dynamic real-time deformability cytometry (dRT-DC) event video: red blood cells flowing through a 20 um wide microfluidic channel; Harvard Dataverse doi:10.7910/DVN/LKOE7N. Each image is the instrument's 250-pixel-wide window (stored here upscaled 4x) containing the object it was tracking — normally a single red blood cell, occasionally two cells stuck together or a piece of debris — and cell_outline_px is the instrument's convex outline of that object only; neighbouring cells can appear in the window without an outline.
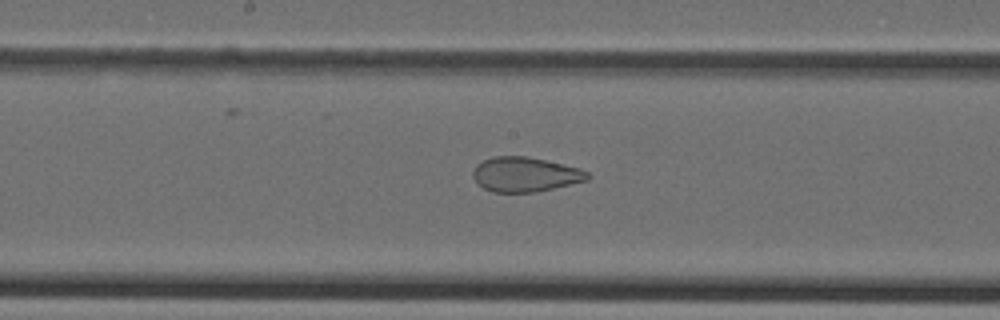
{"species": "Egyptian fruit bat (a non-hibernating species)", "species_latin": "Rousettus aegyptiacus", "temperature_condition": "cold", "stored_images_in_passage": 33, "camera_frame_rate_fps": 3000, "um_per_image_px": 0.085, "animal": {"sex": "female"}, "frame": {"image": 1, "passage_image": 14, "time_ms": 4.333, "image_size_px": [1000, 320], "cell_outline_px": [[592, 176], [588, 180], [552, 188], [532, 192], [492, 192], [484, 188], [472, 176], [472, 172], [476, 164], [492, 156], [524, 156], [544, 160], [580, 168], [588, 172]], "centroid_in_image_um": [44.63, 14.82], "position_along_channel_um": 203.6, "area_um2": 22.95}}
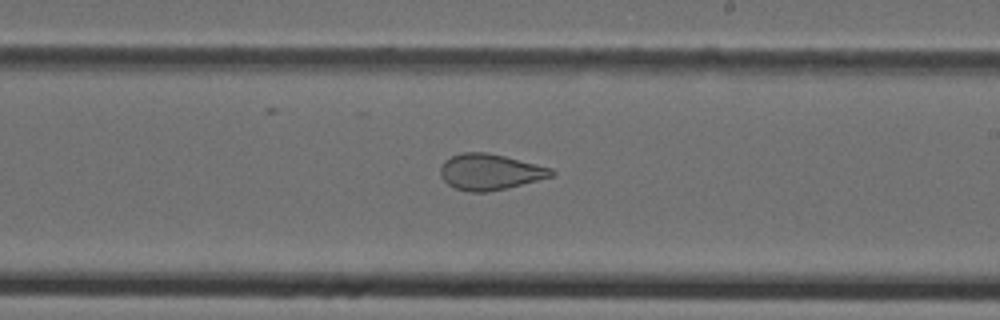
{"frame": {"image": 2, "passage_image": 17, "time_ms": 5.333, "image_size_px": [1000, 320], "cell_outline_px": [[556, 172], [552, 176], [508, 188], [488, 192], [468, 192], [456, 188], [448, 184], [440, 176], [440, 168], [444, 160], [452, 156], [464, 152], [488, 152], [552, 168]], "centroid_in_image_um": [41.63, 14.61], "position_along_channel_um": 247.4, "area_um2": 23.24}}
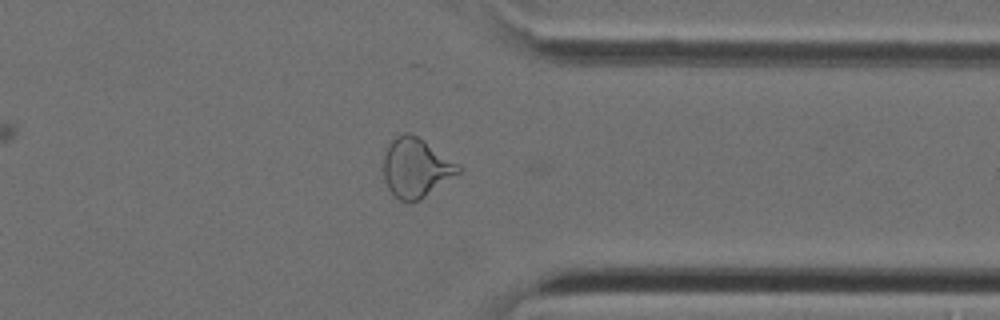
{"frame": {"image": 3, "passage_image": 26, "time_ms": 8.333, "image_size_px": [1000, 320], "cell_outline_px": [[464, 168], [460, 172], [420, 200], [400, 200], [392, 196], [384, 180], [384, 156], [392, 140], [396, 136], [404, 132], [408, 132], [424, 140], [460, 164]], "centroid_in_image_um": [35.38, 14.25], "position_along_channel_um": 376.0, "area_um2": 25.72}}